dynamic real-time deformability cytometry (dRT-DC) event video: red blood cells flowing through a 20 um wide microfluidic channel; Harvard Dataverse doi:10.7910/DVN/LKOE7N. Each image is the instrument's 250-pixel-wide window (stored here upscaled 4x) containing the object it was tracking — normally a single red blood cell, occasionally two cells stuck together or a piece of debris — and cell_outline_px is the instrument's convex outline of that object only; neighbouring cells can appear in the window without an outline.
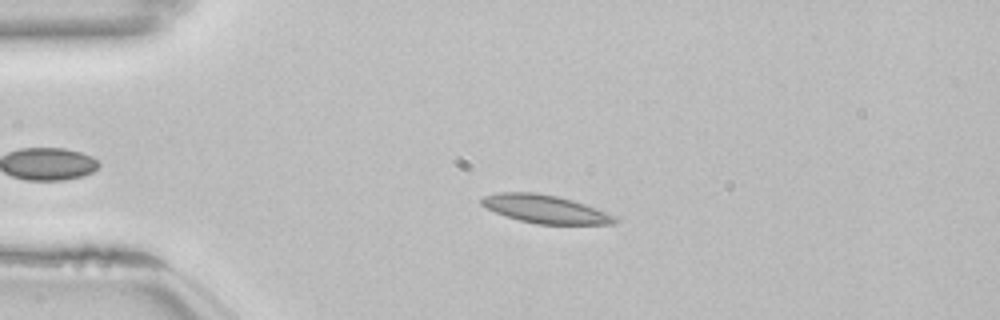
{"species": "common noctule bat (a hibernating species)", "species_latin": "Nyctalus noctula", "temperature_condition": "room temperature", "stored_images_in_passage": 48, "camera_frame_rate_fps": 3000, "um_per_image_px": 0.085, "animal": {"sex": "female", "body_mass_g": 22.7, "forearm_length_mm": 54.2}, "frame": {"image": 1, "passage_image": 12, "time_ms": 3.667, "image_size_px": [1000, 320], "cell_outline_px": [[620, 220], [616, 224], [536, 224], [504, 216], [480, 204], [480, 200], [484, 196], [496, 192], [536, 192], [556, 196], [572, 200], [584, 204], [616, 216]], "centroid_in_image_um": [46.34, 17.77], "position_along_channel_um": 38.7, "area_um2": 21.85}}
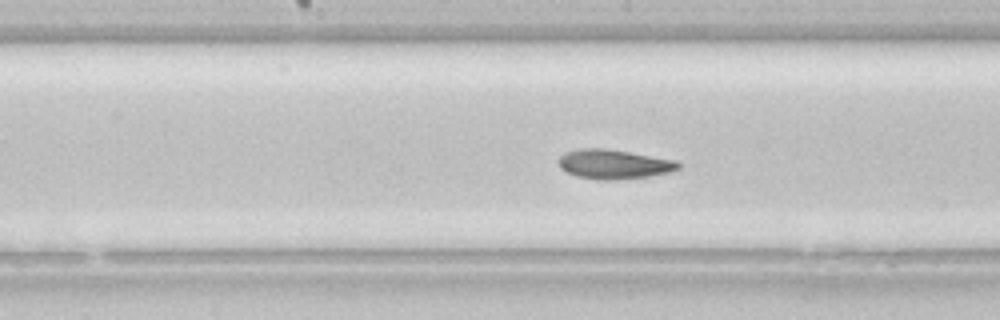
{"frame": {"image": 2, "passage_image": 27, "time_ms": 8.667, "image_size_px": [1000, 320], "cell_outline_px": [[680, 168], [668, 172], [648, 176], [612, 180], [600, 180], [576, 176], [560, 168], [560, 156], [564, 152], [580, 148], [604, 148], [676, 160], [680, 164]], "centroid_in_image_um": [52.16, 13.95], "position_along_channel_um": 196.0, "area_um2": 20.29}}
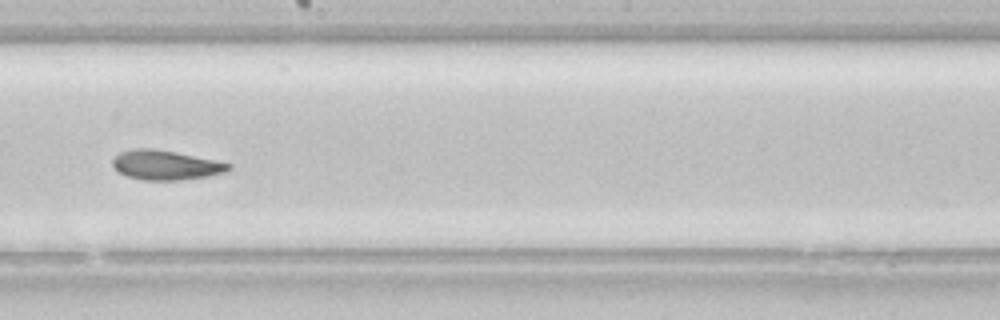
{"frame": {"image": 3, "passage_image": 30, "time_ms": 9.667, "image_size_px": [1000, 320], "cell_outline_px": [[232, 168], [224, 172], [208, 176], [180, 180], [144, 180], [128, 176], [120, 172], [112, 164], [112, 156], [120, 152], [132, 148], [152, 148], [176, 152], [216, 160], [232, 164]], "centroid_in_image_um": [14.07, 14.02], "position_along_channel_um": 234.1, "area_um2": 20.0}, "authors_computed_cell_mechanics": {"area_um2": 21.2415, "velocity_mm_per_s": 3.8188, "shape_relaxation_time_tau1_ms": 5.0635, "shape_relaxation_time_tau2_ms": 1.8887, "deformation_change_tau1": 0.1202, "deformation_change_tau2": 0.0664}}